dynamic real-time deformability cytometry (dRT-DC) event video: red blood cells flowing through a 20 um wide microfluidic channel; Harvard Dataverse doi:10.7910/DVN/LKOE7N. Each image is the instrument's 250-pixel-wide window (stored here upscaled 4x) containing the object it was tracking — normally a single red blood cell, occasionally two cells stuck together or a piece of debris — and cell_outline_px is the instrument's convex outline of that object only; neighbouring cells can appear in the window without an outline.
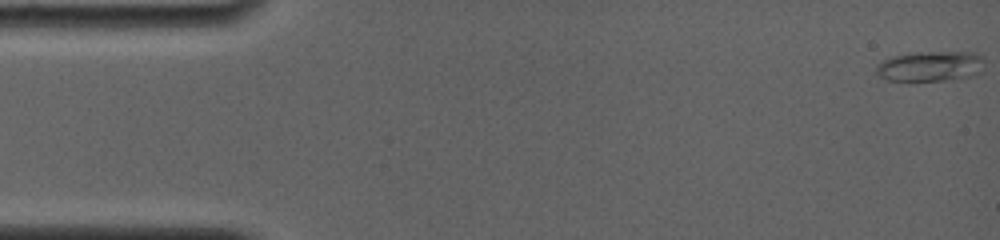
{"species": "common noctule bat (a hibernating species)", "species_latin": "Nyctalus noctula", "temperature_condition": "room temperature", "stored_images_in_passage": 14, "camera_frame_rate_fps": 4000, "um_per_image_px": 0.085, "animal": {"sex": "female", "body_mass_g": 19.0, "forearm_length_mm": 56.7}, "frame": {"image": 1, "passage_image": 1, "time_ms": 0.0, "image_size_px": [1000, 240], "cell_outline_px": [[984, 60], [980, 72], [972, 76], [944, 80], [912, 84], [888, 80], [880, 76], [876, 72], [876, 64], [892, 56], [916, 52], [976, 52], [984, 56]], "centroid_in_image_um": [79.05, 5.66], "position_along_channel_um": 6.0, "area_um2": 19.83}}
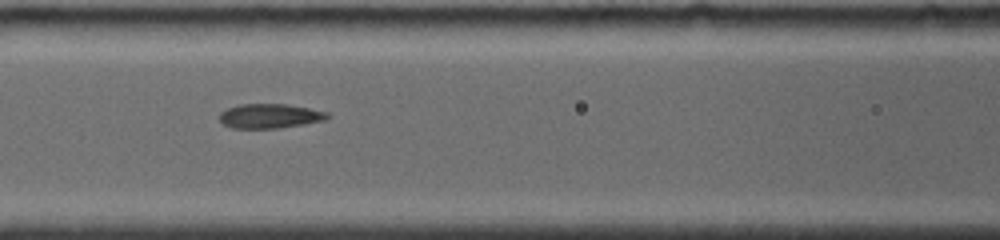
{"frame": {"image": 2, "passage_image": 10, "time_ms": 7.0, "image_size_px": [1000, 240], "cell_outline_px": [[332, 116], [324, 120], [304, 124], [280, 128], [232, 128], [224, 124], [220, 120], [220, 112], [228, 108], [240, 104], [288, 104], [328, 112]], "centroid_in_image_um": [22.96, 9.86], "position_along_channel_um": 143.6, "area_um2": 15.37}}
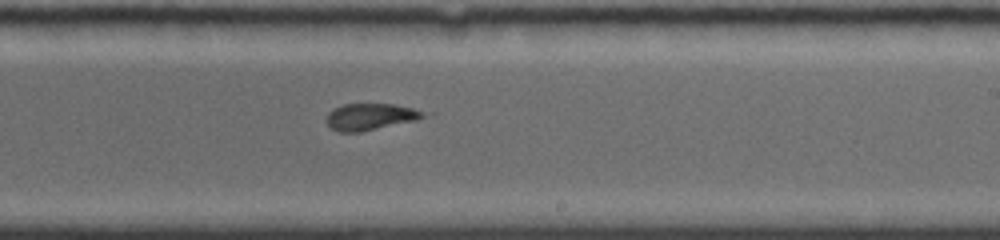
{"frame": {"image": 3, "passage_image": 14, "time_ms": 10.0, "image_size_px": [1000, 240], "cell_outline_px": [[424, 116], [416, 120], [360, 132], [340, 132], [332, 128], [324, 120], [328, 112], [332, 108], [344, 104], [392, 104], [412, 108], [424, 112]], "centroid_in_image_um": [31.4, 9.92], "position_along_channel_um": 257.6, "area_um2": 14.91}}